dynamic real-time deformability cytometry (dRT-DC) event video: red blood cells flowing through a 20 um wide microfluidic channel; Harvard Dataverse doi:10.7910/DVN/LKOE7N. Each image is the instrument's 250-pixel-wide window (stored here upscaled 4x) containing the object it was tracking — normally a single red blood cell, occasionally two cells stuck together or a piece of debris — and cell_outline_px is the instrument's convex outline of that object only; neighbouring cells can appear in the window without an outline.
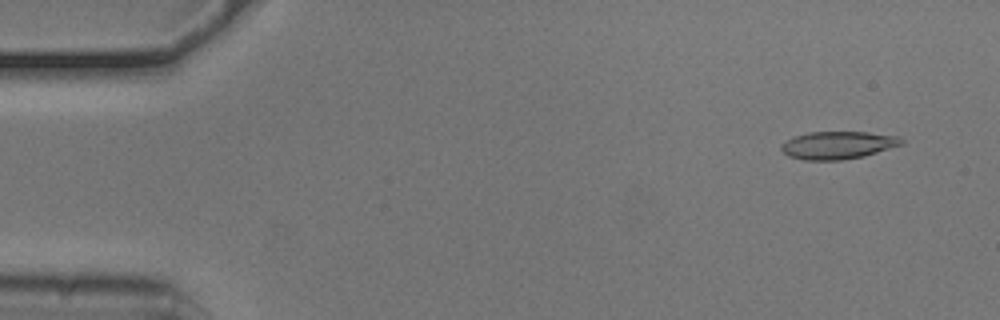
{"species": "common noctule bat (a hibernating species)", "species_latin": "Nyctalus noctula", "temperature_condition": "cold", "stored_images_in_passage": 11, "camera_frame_rate_fps": 3000, "um_per_image_px": 0.085, "animal": {"sex": "male", "body_mass_g": 20.5, "forearm_length_mm": 52.5}, "frame": {"image": 1, "passage_image": 4, "time_ms": 1.0, "image_size_px": [1000, 320], "cell_outline_px": [[904, 144], [864, 156], [844, 160], [804, 160], [788, 156], [780, 148], [780, 144], [796, 136], [808, 132], [868, 132], [900, 136], [904, 140]], "centroid_in_image_um": [71.25, 12.34], "position_along_channel_um": 13.7, "area_um2": 19.48}}